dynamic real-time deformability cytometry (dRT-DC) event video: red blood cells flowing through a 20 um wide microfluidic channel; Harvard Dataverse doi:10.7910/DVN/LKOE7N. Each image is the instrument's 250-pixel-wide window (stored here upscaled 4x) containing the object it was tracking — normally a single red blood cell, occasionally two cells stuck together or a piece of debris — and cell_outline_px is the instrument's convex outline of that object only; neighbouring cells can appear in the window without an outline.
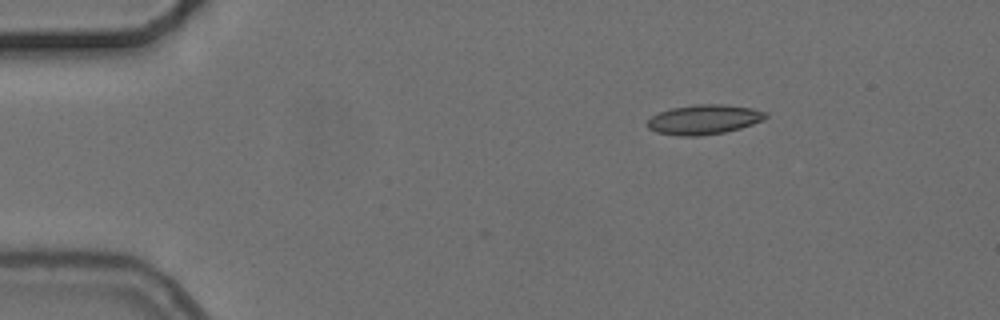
{"species": "common noctule bat (a hibernating species)", "species_latin": "Nyctalus noctula", "temperature_condition": "cold", "stored_images_in_passage": 2, "camera_frame_rate_fps": 3000, "um_per_image_px": 0.085, "animal": {"sex": "female", "body_mass_g": 24.6, "forearm_length_mm": 56.2}, "frame": {"image": 1, "passage_image": 2, "time_ms": 1.0, "image_size_px": [1000, 320], "cell_outline_px": [[768, 116], [764, 120], [740, 128], [724, 132], [696, 136], [680, 136], [656, 132], [648, 128], [648, 120], [652, 116], [660, 112], [672, 108], [696, 104], [724, 104], [752, 108], [768, 112]], "centroid_in_image_um": [59.87, 10.15], "position_along_channel_um": 25.1, "area_um2": 20.4}}